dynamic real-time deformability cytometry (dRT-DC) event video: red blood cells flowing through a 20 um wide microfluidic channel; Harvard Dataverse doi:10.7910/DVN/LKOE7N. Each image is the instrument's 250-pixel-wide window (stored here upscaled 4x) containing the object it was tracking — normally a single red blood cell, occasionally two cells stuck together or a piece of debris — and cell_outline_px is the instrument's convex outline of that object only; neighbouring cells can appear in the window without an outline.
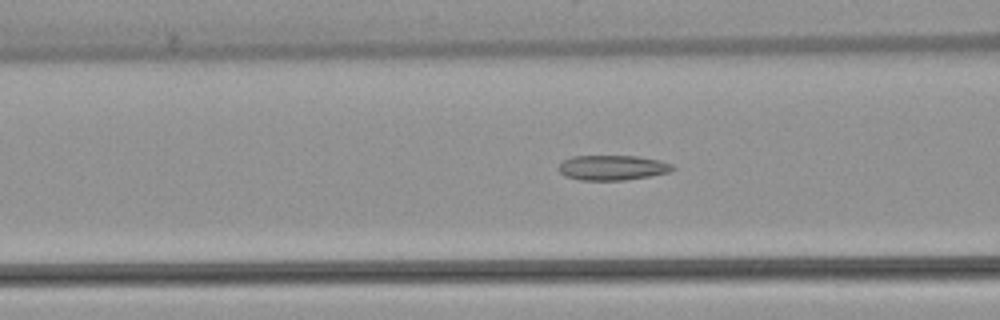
{"species": "common noctule bat (a hibernating species)", "species_latin": "Nyctalus noctula", "temperature_condition": "warm", "stored_images_in_passage": 53, "camera_frame_rate_fps": 3000, "um_per_image_px": 0.085, "animal": {"sex": "female", "body_mass_g": 22.7, "forearm_length_mm": 54.2}, "frame": {"image": 1, "passage_image": 21, "time_ms": 6.667, "image_size_px": [1000, 320], "cell_outline_px": [[676, 168], [668, 172], [648, 176], [624, 180], [580, 180], [564, 176], [556, 168], [564, 160], [572, 156], [636, 156], [660, 160], [672, 164]], "centroid_in_image_um": [52.03, 14.25], "position_along_channel_um": 114.6, "area_um2": 16.59}}
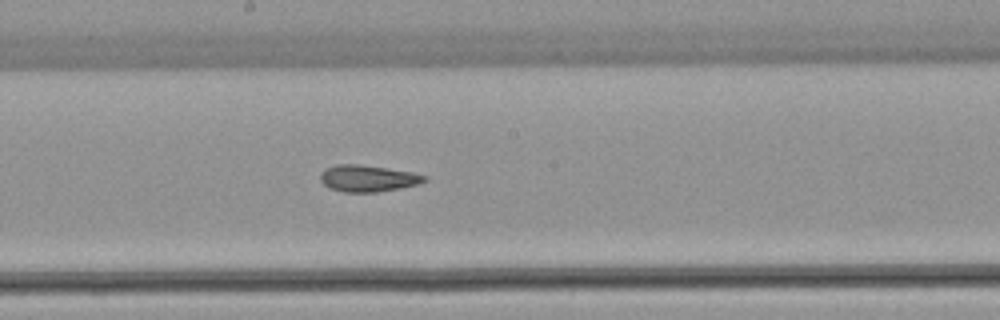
{"frame": {"image": 2, "passage_image": 29, "time_ms": 9.333, "image_size_px": [1000, 320], "cell_outline_px": [[428, 180], [420, 184], [400, 188], [376, 192], [344, 192], [328, 188], [320, 180], [320, 172], [324, 168], [336, 164], [360, 164], [388, 168], [412, 172], [428, 176]], "centroid_in_image_um": [31.26, 15.15], "position_along_channel_um": 216.9, "area_um2": 16.42}}
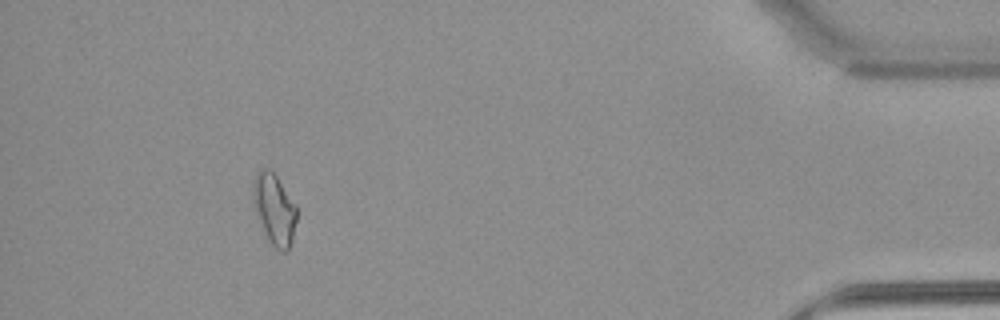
{"frame": {"image": 3, "passage_image": 49, "time_ms": 16.0, "image_size_px": [1000, 320], "cell_outline_px": [[296, 220], [292, 240], [288, 248], [284, 252], [280, 252], [268, 240], [252, 204], [252, 180], [256, 172], [260, 168], [268, 168], [276, 176], [296, 204]], "centroid_in_image_um": [23.28, 17.74], "position_along_channel_um": 411.9, "area_um2": 18.09}, "authors_computed_cell_mechanics": {"area_um2": 17.051, "velocity_mm_per_s": 3.8409, "shape_relaxation_time_tau1_ms": null, "shape_relaxation_time_tau2_ms": 2.902, "deformation_change_tau1": null, "deformation_change_tau2": 0.1063}}